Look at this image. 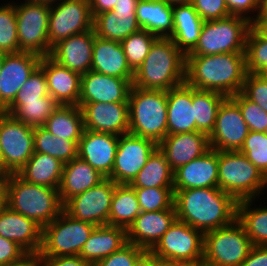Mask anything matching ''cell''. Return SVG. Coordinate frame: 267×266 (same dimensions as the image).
Wrapping results in <instances>:
<instances>
[{
    "mask_svg": "<svg viewBox=\"0 0 267 266\" xmlns=\"http://www.w3.org/2000/svg\"><path fill=\"white\" fill-rule=\"evenodd\" d=\"M158 147L164 153L173 172L211 149L209 136L197 131L167 134Z\"/></svg>",
    "mask_w": 267,
    "mask_h": 266,
    "instance_id": "22",
    "label": "cell"
},
{
    "mask_svg": "<svg viewBox=\"0 0 267 266\" xmlns=\"http://www.w3.org/2000/svg\"><path fill=\"white\" fill-rule=\"evenodd\" d=\"M7 206V181L6 175L0 180V211Z\"/></svg>",
    "mask_w": 267,
    "mask_h": 266,
    "instance_id": "60",
    "label": "cell"
},
{
    "mask_svg": "<svg viewBox=\"0 0 267 266\" xmlns=\"http://www.w3.org/2000/svg\"><path fill=\"white\" fill-rule=\"evenodd\" d=\"M95 37L93 28L72 35L55 44L50 57L63 67L83 75L91 70Z\"/></svg>",
    "mask_w": 267,
    "mask_h": 266,
    "instance_id": "20",
    "label": "cell"
},
{
    "mask_svg": "<svg viewBox=\"0 0 267 266\" xmlns=\"http://www.w3.org/2000/svg\"><path fill=\"white\" fill-rule=\"evenodd\" d=\"M218 150L210 149L174 171L173 190L218 187Z\"/></svg>",
    "mask_w": 267,
    "mask_h": 266,
    "instance_id": "23",
    "label": "cell"
},
{
    "mask_svg": "<svg viewBox=\"0 0 267 266\" xmlns=\"http://www.w3.org/2000/svg\"><path fill=\"white\" fill-rule=\"evenodd\" d=\"M157 147L158 144L148 138L129 132L120 135L112 173L108 178L116 184L129 185Z\"/></svg>",
    "mask_w": 267,
    "mask_h": 266,
    "instance_id": "14",
    "label": "cell"
},
{
    "mask_svg": "<svg viewBox=\"0 0 267 266\" xmlns=\"http://www.w3.org/2000/svg\"><path fill=\"white\" fill-rule=\"evenodd\" d=\"M119 136L84 130L78 143V157L108 178L113 169Z\"/></svg>",
    "mask_w": 267,
    "mask_h": 266,
    "instance_id": "21",
    "label": "cell"
},
{
    "mask_svg": "<svg viewBox=\"0 0 267 266\" xmlns=\"http://www.w3.org/2000/svg\"><path fill=\"white\" fill-rule=\"evenodd\" d=\"M249 132L239 106L227 97L219 107L213 131L209 135L211 149L239 151Z\"/></svg>",
    "mask_w": 267,
    "mask_h": 266,
    "instance_id": "16",
    "label": "cell"
},
{
    "mask_svg": "<svg viewBox=\"0 0 267 266\" xmlns=\"http://www.w3.org/2000/svg\"><path fill=\"white\" fill-rule=\"evenodd\" d=\"M139 0H117L113 8L115 14H136L135 10Z\"/></svg>",
    "mask_w": 267,
    "mask_h": 266,
    "instance_id": "58",
    "label": "cell"
},
{
    "mask_svg": "<svg viewBox=\"0 0 267 266\" xmlns=\"http://www.w3.org/2000/svg\"><path fill=\"white\" fill-rule=\"evenodd\" d=\"M106 177L79 157L65 163L58 188L63 205L72 197L99 184Z\"/></svg>",
    "mask_w": 267,
    "mask_h": 266,
    "instance_id": "29",
    "label": "cell"
},
{
    "mask_svg": "<svg viewBox=\"0 0 267 266\" xmlns=\"http://www.w3.org/2000/svg\"><path fill=\"white\" fill-rule=\"evenodd\" d=\"M255 22H267V0H261V9Z\"/></svg>",
    "mask_w": 267,
    "mask_h": 266,
    "instance_id": "61",
    "label": "cell"
},
{
    "mask_svg": "<svg viewBox=\"0 0 267 266\" xmlns=\"http://www.w3.org/2000/svg\"><path fill=\"white\" fill-rule=\"evenodd\" d=\"M116 185L110 178H105L99 184L70 198L63 205V210L77 220L95 226L108 225L111 201Z\"/></svg>",
    "mask_w": 267,
    "mask_h": 266,
    "instance_id": "15",
    "label": "cell"
},
{
    "mask_svg": "<svg viewBox=\"0 0 267 266\" xmlns=\"http://www.w3.org/2000/svg\"><path fill=\"white\" fill-rule=\"evenodd\" d=\"M173 191L177 220L203 233L230 225L237 218V201L218 187Z\"/></svg>",
    "mask_w": 267,
    "mask_h": 266,
    "instance_id": "1",
    "label": "cell"
},
{
    "mask_svg": "<svg viewBox=\"0 0 267 266\" xmlns=\"http://www.w3.org/2000/svg\"><path fill=\"white\" fill-rule=\"evenodd\" d=\"M16 3L19 52H32L50 56L52 47L48 40L50 2L26 1Z\"/></svg>",
    "mask_w": 267,
    "mask_h": 266,
    "instance_id": "10",
    "label": "cell"
},
{
    "mask_svg": "<svg viewBox=\"0 0 267 266\" xmlns=\"http://www.w3.org/2000/svg\"><path fill=\"white\" fill-rule=\"evenodd\" d=\"M241 266H267V246L253 245Z\"/></svg>",
    "mask_w": 267,
    "mask_h": 266,
    "instance_id": "55",
    "label": "cell"
},
{
    "mask_svg": "<svg viewBox=\"0 0 267 266\" xmlns=\"http://www.w3.org/2000/svg\"><path fill=\"white\" fill-rule=\"evenodd\" d=\"M241 93L267 112V74L247 73Z\"/></svg>",
    "mask_w": 267,
    "mask_h": 266,
    "instance_id": "48",
    "label": "cell"
},
{
    "mask_svg": "<svg viewBox=\"0 0 267 266\" xmlns=\"http://www.w3.org/2000/svg\"><path fill=\"white\" fill-rule=\"evenodd\" d=\"M93 29L97 37L121 42L129 35L141 30L136 14H115L105 11L93 18Z\"/></svg>",
    "mask_w": 267,
    "mask_h": 266,
    "instance_id": "34",
    "label": "cell"
},
{
    "mask_svg": "<svg viewBox=\"0 0 267 266\" xmlns=\"http://www.w3.org/2000/svg\"><path fill=\"white\" fill-rule=\"evenodd\" d=\"M26 1H36V2H53L55 0H26Z\"/></svg>",
    "mask_w": 267,
    "mask_h": 266,
    "instance_id": "68",
    "label": "cell"
},
{
    "mask_svg": "<svg viewBox=\"0 0 267 266\" xmlns=\"http://www.w3.org/2000/svg\"><path fill=\"white\" fill-rule=\"evenodd\" d=\"M135 12L141 29L160 38H169L172 35L173 5L165 0H139Z\"/></svg>",
    "mask_w": 267,
    "mask_h": 266,
    "instance_id": "31",
    "label": "cell"
},
{
    "mask_svg": "<svg viewBox=\"0 0 267 266\" xmlns=\"http://www.w3.org/2000/svg\"><path fill=\"white\" fill-rule=\"evenodd\" d=\"M140 213L135 189L128 184H117L112 196L108 225L128 230Z\"/></svg>",
    "mask_w": 267,
    "mask_h": 266,
    "instance_id": "36",
    "label": "cell"
},
{
    "mask_svg": "<svg viewBox=\"0 0 267 266\" xmlns=\"http://www.w3.org/2000/svg\"><path fill=\"white\" fill-rule=\"evenodd\" d=\"M167 134L196 132L192 87L186 83L167 91Z\"/></svg>",
    "mask_w": 267,
    "mask_h": 266,
    "instance_id": "28",
    "label": "cell"
},
{
    "mask_svg": "<svg viewBox=\"0 0 267 266\" xmlns=\"http://www.w3.org/2000/svg\"><path fill=\"white\" fill-rule=\"evenodd\" d=\"M246 71L252 74H267V34L252 24L246 37Z\"/></svg>",
    "mask_w": 267,
    "mask_h": 266,
    "instance_id": "42",
    "label": "cell"
},
{
    "mask_svg": "<svg viewBox=\"0 0 267 266\" xmlns=\"http://www.w3.org/2000/svg\"><path fill=\"white\" fill-rule=\"evenodd\" d=\"M4 62V53H0V71Z\"/></svg>",
    "mask_w": 267,
    "mask_h": 266,
    "instance_id": "66",
    "label": "cell"
},
{
    "mask_svg": "<svg viewBox=\"0 0 267 266\" xmlns=\"http://www.w3.org/2000/svg\"><path fill=\"white\" fill-rule=\"evenodd\" d=\"M117 0H89L93 18L102 12L112 11Z\"/></svg>",
    "mask_w": 267,
    "mask_h": 266,
    "instance_id": "57",
    "label": "cell"
},
{
    "mask_svg": "<svg viewBox=\"0 0 267 266\" xmlns=\"http://www.w3.org/2000/svg\"><path fill=\"white\" fill-rule=\"evenodd\" d=\"M40 61L41 56L32 52L4 54L0 71V111H4L14 101Z\"/></svg>",
    "mask_w": 267,
    "mask_h": 266,
    "instance_id": "17",
    "label": "cell"
},
{
    "mask_svg": "<svg viewBox=\"0 0 267 266\" xmlns=\"http://www.w3.org/2000/svg\"><path fill=\"white\" fill-rule=\"evenodd\" d=\"M158 37L147 30H139L129 35L120 44L130 68L135 72L149 53L151 45Z\"/></svg>",
    "mask_w": 267,
    "mask_h": 266,
    "instance_id": "44",
    "label": "cell"
},
{
    "mask_svg": "<svg viewBox=\"0 0 267 266\" xmlns=\"http://www.w3.org/2000/svg\"><path fill=\"white\" fill-rule=\"evenodd\" d=\"M191 4L204 21L231 16L225 0H192Z\"/></svg>",
    "mask_w": 267,
    "mask_h": 266,
    "instance_id": "51",
    "label": "cell"
},
{
    "mask_svg": "<svg viewBox=\"0 0 267 266\" xmlns=\"http://www.w3.org/2000/svg\"><path fill=\"white\" fill-rule=\"evenodd\" d=\"M133 266H154V254L145 250L134 262Z\"/></svg>",
    "mask_w": 267,
    "mask_h": 266,
    "instance_id": "59",
    "label": "cell"
},
{
    "mask_svg": "<svg viewBox=\"0 0 267 266\" xmlns=\"http://www.w3.org/2000/svg\"><path fill=\"white\" fill-rule=\"evenodd\" d=\"M150 251L160 259L185 262L204 257V233L179 220L157 241Z\"/></svg>",
    "mask_w": 267,
    "mask_h": 266,
    "instance_id": "13",
    "label": "cell"
},
{
    "mask_svg": "<svg viewBox=\"0 0 267 266\" xmlns=\"http://www.w3.org/2000/svg\"><path fill=\"white\" fill-rule=\"evenodd\" d=\"M44 127L59 138L80 140L85 130L81 108L76 105H59L46 120Z\"/></svg>",
    "mask_w": 267,
    "mask_h": 266,
    "instance_id": "37",
    "label": "cell"
},
{
    "mask_svg": "<svg viewBox=\"0 0 267 266\" xmlns=\"http://www.w3.org/2000/svg\"><path fill=\"white\" fill-rule=\"evenodd\" d=\"M0 169L2 171V149H1V143H0Z\"/></svg>",
    "mask_w": 267,
    "mask_h": 266,
    "instance_id": "67",
    "label": "cell"
},
{
    "mask_svg": "<svg viewBox=\"0 0 267 266\" xmlns=\"http://www.w3.org/2000/svg\"><path fill=\"white\" fill-rule=\"evenodd\" d=\"M63 166L57 158L34 152L17 174L27 182L58 189Z\"/></svg>",
    "mask_w": 267,
    "mask_h": 266,
    "instance_id": "33",
    "label": "cell"
},
{
    "mask_svg": "<svg viewBox=\"0 0 267 266\" xmlns=\"http://www.w3.org/2000/svg\"><path fill=\"white\" fill-rule=\"evenodd\" d=\"M154 266H176V261L160 259L154 255Z\"/></svg>",
    "mask_w": 267,
    "mask_h": 266,
    "instance_id": "62",
    "label": "cell"
},
{
    "mask_svg": "<svg viewBox=\"0 0 267 266\" xmlns=\"http://www.w3.org/2000/svg\"><path fill=\"white\" fill-rule=\"evenodd\" d=\"M252 24L238 15L204 21L197 44L186 56L245 53L246 37Z\"/></svg>",
    "mask_w": 267,
    "mask_h": 266,
    "instance_id": "7",
    "label": "cell"
},
{
    "mask_svg": "<svg viewBox=\"0 0 267 266\" xmlns=\"http://www.w3.org/2000/svg\"><path fill=\"white\" fill-rule=\"evenodd\" d=\"M252 242L243 225L235 219L230 225L204 233V263L207 266H241Z\"/></svg>",
    "mask_w": 267,
    "mask_h": 266,
    "instance_id": "8",
    "label": "cell"
},
{
    "mask_svg": "<svg viewBox=\"0 0 267 266\" xmlns=\"http://www.w3.org/2000/svg\"><path fill=\"white\" fill-rule=\"evenodd\" d=\"M173 178L174 172L157 147L129 185L133 188H173Z\"/></svg>",
    "mask_w": 267,
    "mask_h": 266,
    "instance_id": "35",
    "label": "cell"
},
{
    "mask_svg": "<svg viewBox=\"0 0 267 266\" xmlns=\"http://www.w3.org/2000/svg\"><path fill=\"white\" fill-rule=\"evenodd\" d=\"M247 74L245 53L186 56L185 83L227 97L242 91Z\"/></svg>",
    "mask_w": 267,
    "mask_h": 266,
    "instance_id": "2",
    "label": "cell"
},
{
    "mask_svg": "<svg viewBox=\"0 0 267 266\" xmlns=\"http://www.w3.org/2000/svg\"><path fill=\"white\" fill-rule=\"evenodd\" d=\"M49 95L47 90V79L43 69L38 66L27 81L20 88L14 101L39 100Z\"/></svg>",
    "mask_w": 267,
    "mask_h": 266,
    "instance_id": "49",
    "label": "cell"
},
{
    "mask_svg": "<svg viewBox=\"0 0 267 266\" xmlns=\"http://www.w3.org/2000/svg\"><path fill=\"white\" fill-rule=\"evenodd\" d=\"M95 225L77 220L64 210L42 228L41 256L79 255Z\"/></svg>",
    "mask_w": 267,
    "mask_h": 266,
    "instance_id": "9",
    "label": "cell"
},
{
    "mask_svg": "<svg viewBox=\"0 0 267 266\" xmlns=\"http://www.w3.org/2000/svg\"><path fill=\"white\" fill-rule=\"evenodd\" d=\"M226 98L227 96L216 91L198 90L192 87V106H194L197 132L208 136L211 134L219 107Z\"/></svg>",
    "mask_w": 267,
    "mask_h": 266,
    "instance_id": "40",
    "label": "cell"
},
{
    "mask_svg": "<svg viewBox=\"0 0 267 266\" xmlns=\"http://www.w3.org/2000/svg\"><path fill=\"white\" fill-rule=\"evenodd\" d=\"M171 5L191 3L192 0H165Z\"/></svg>",
    "mask_w": 267,
    "mask_h": 266,
    "instance_id": "64",
    "label": "cell"
},
{
    "mask_svg": "<svg viewBox=\"0 0 267 266\" xmlns=\"http://www.w3.org/2000/svg\"><path fill=\"white\" fill-rule=\"evenodd\" d=\"M256 200L238 201L236 219L243 225L252 245L267 246V206L256 207Z\"/></svg>",
    "mask_w": 267,
    "mask_h": 266,
    "instance_id": "38",
    "label": "cell"
},
{
    "mask_svg": "<svg viewBox=\"0 0 267 266\" xmlns=\"http://www.w3.org/2000/svg\"><path fill=\"white\" fill-rule=\"evenodd\" d=\"M5 176V174L0 169V180Z\"/></svg>",
    "mask_w": 267,
    "mask_h": 266,
    "instance_id": "69",
    "label": "cell"
},
{
    "mask_svg": "<svg viewBox=\"0 0 267 266\" xmlns=\"http://www.w3.org/2000/svg\"><path fill=\"white\" fill-rule=\"evenodd\" d=\"M6 181L7 206L42 228L63 211L58 189L27 182L17 173L7 174Z\"/></svg>",
    "mask_w": 267,
    "mask_h": 266,
    "instance_id": "4",
    "label": "cell"
},
{
    "mask_svg": "<svg viewBox=\"0 0 267 266\" xmlns=\"http://www.w3.org/2000/svg\"><path fill=\"white\" fill-rule=\"evenodd\" d=\"M127 241V230L117 226H96L79 256L91 265L120 250Z\"/></svg>",
    "mask_w": 267,
    "mask_h": 266,
    "instance_id": "30",
    "label": "cell"
},
{
    "mask_svg": "<svg viewBox=\"0 0 267 266\" xmlns=\"http://www.w3.org/2000/svg\"><path fill=\"white\" fill-rule=\"evenodd\" d=\"M186 55L171 38L158 37L142 64L134 72L132 86L163 90L185 83Z\"/></svg>",
    "mask_w": 267,
    "mask_h": 266,
    "instance_id": "3",
    "label": "cell"
},
{
    "mask_svg": "<svg viewBox=\"0 0 267 266\" xmlns=\"http://www.w3.org/2000/svg\"><path fill=\"white\" fill-rule=\"evenodd\" d=\"M93 28L89 0H55L51 2L48 40L53 47L59 41Z\"/></svg>",
    "mask_w": 267,
    "mask_h": 266,
    "instance_id": "12",
    "label": "cell"
},
{
    "mask_svg": "<svg viewBox=\"0 0 267 266\" xmlns=\"http://www.w3.org/2000/svg\"><path fill=\"white\" fill-rule=\"evenodd\" d=\"M6 266H41V254L39 251L26 252Z\"/></svg>",
    "mask_w": 267,
    "mask_h": 266,
    "instance_id": "56",
    "label": "cell"
},
{
    "mask_svg": "<svg viewBox=\"0 0 267 266\" xmlns=\"http://www.w3.org/2000/svg\"><path fill=\"white\" fill-rule=\"evenodd\" d=\"M59 103L50 95L32 101H13L5 110L19 122L31 127L44 126Z\"/></svg>",
    "mask_w": 267,
    "mask_h": 266,
    "instance_id": "39",
    "label": "cell"
},
{
    "mask_svg": "<svg viewBox=\"0 0 267 266\" xmlns=\"http://www.w3.org/2000/svg\"><path fill=\"white\" fill-rule=\"evenodd\" d=\"M41 266H92L79 255L41 256Z\"/></svg>",
    "mask_w": 267,
    "mask_h": 266,
    "instance_id": "54",
    "label": "cell"
},
{
    "mask_svg": "<svg viewBox=\"0 0 267 266\" xmlns=\"http://www.w3.org/2000/svg\"><path fill=\"white\" fill-rule=\"evenodd\" d=\"M34 127L19 122L12 115L0 111V143L2 172L18 173L34 153Z\"/></svg>",
    "mask_w": 267,
    "mask_h": 266,
    "instance_id": "11",
    "label": "cell"
},
{
    "mask_svg": "<svg viewBox=\"0 0 267 266\" xmlns=\"http://www.w3.org/2000/svg\"><path fill=\"white\" fill-rule=\"evenodd\" d=\"M81 108L84 129L94 132L122 135L129 132L128 103H86Z\"/></svg>",
    "mask_w": 267,
    "mask_h": 266,
    "instance_id": "18",
    "label": "cell"
},
{
    "mask_svg": "<svg viewBox=\"0 0 267 266\" xmlns=\"http://www.w3.org/2000/svg\"><path fill=\"white\" fill-rule=\"evenodd\" d=\"M253 25L261 28L267 34V22H253Z\"/></svg>",
    "mask_w": 267,
    "mask_h": 266,
    "instance_id": "65",
    "label": "cell"
},
{
    "mask_svg": "<svg viewBox=\"0 0 267 266\" xmlns=\"http://www.w3.org/2000/svg\"><path fill=\"white\" fill-rule=\"evenodd\" d=\"M267 178V133L249 131L239 150Z\"/></svg>",
    "mask_w": 267,
    "mask_h": 266,
    "instance_id": "46",
    "label": "cell"
},
{
    "mask_svg": "<svg viewBox=\"0 0 267 266\" xmlns=\"http://www.w3.org/2000/svg\"><path fill=\"white\" fill-rule=\"evenodd\" d=\"M174 28L169 37L186 55L197 44L204 20L191 3L173 5Z\"/></svg>",
    "mask_w": 267,
    "mask_h": 266,
    "instance_id": "32",
    "label": "cell"
},
{
    "mask_svg": "<svg viewBox=\"0 0 267 266\" xmlns=\"http://www.w3.org/2000/svg\"><path fill=\"white\" fill-rule=\"evenodd\" d=\"M91 71L129 80L134 78L123 48L118 41L95 37Z\"/></svg>",
    "mask_w": 267,
    "mask_h": 266,
    "instance_id": "27",
    "label": "cell"
},
{
    "mask_svg": "<svg viewBox=\"0 0 267 266\" xmlns=\"http://www.w3.org/2000/svg\"><path fill=\"white\" fill-rule=\"evenodd\" d=\"M128 104L129 133L159 144L167 135V91L132 86Z\"/></svg>",
    "mask_w": 267,
    "mask_h": 266,
    "instance_id": "5",
    "label": "cell"
},
{
    "mask_svg": "<svg viewBox=\"0 0 267 266\" xmlns=\"http://www.w3.org/2000/svg\"><path fill=\"white\" fill-rule=\"evenodd\" d=\"M132 83L123 78L88 71L81 76L79 104L128 103Z\"/></svg>",
    "mask_w": 267,
    "mask_h": 266,
    "instance_id": "19",
    "label": "cell"
},
{
    "mask_svg": "<svg viewBox=\"0 0 267 266\" xmlns=\"http://www.w3.org/2000/svg\"><path fill=\"white\" fill-rule=\"evenodd\" d=\"M39 66L46 75L48 94L59 105L78 106L82 75L63 67L50 56L41 57Z\"/></svg>",
    "mask_w": 267,
    "mask_h": 266,
    "instance_id": "24",
    "label": "cell"
},
{
    "mask_svg": "<svg viewBox=\"0 0 267 266\" xmlns=\"http://www.w3.org/2000/svg\"><path fill=\"white\" fill-rule=\"evenodd\" d=\"M225 3L231 15L245 17L252 23L258 18L261 9V0H225Z\"/></svg>",
    "mask_w": 267,
    "mask_h": 266,
    "instance_id": "52",
    "label": "cell"
},
{
    "mask_svg": "<svg viewBox=\"0 0 267 266\" xmlns=\"http://www.w3.org/2000/svg\"><path fill=\"white\" fill-rule=\"evenodd\" d=\"M145 251V249L127 243L120 250L113 252L104 259L99 260L92 266H133L135 260Z\"/></svg>",
    "mask_w": 267,
    "mask_h": 266,
    "instance_id": "50",
    "label": "cell"
},
{
    "mask_svg": "<svg viewBox=\"0 0 267 266\" xmlns=\"http://www.w3.org/2000/svg\"><path fill=\"white\" fill-rule=\"evenodd\" d=\"M230 98L239 106L249 131L266 132L267 112L247 99L241 92L230 96Z\"/></svg>",
    "mask_w": 267,
    "mask_h": 266,
    "instance_id": "47",
    "label": "cell"
},
{
    "mask_svg": "<svg viewBox=\"0 0 267 266\" xmlns=\"http://www.w3.org/2000/svg\"><path fill=\"white\" fill-rule=\"evenodd\" d=\"M26 251L16 242L0 236V266H6L19 259Z\"/></svg>",
    "mask_w": 267,
    "mask_h": 266,
    "instance_id": "53",
    "label": "cell"
},
{
    "mask_svg": "<svg viewBox=\"0 0 267 266\" xmlns=\"http://www.w3.org/2000/svg\"><path fill=\"white\" fill-rule=\"evenodd\" d=\"M34 152L50 155L63 164L78 157L79 140H67L51 134L44 126L34 127Z\"/></svg>",
    "mask_w": 267,
    "mask_h": 266,
    "instance_id": "41",
    "label": "cell"
},
{
    "mask_svg": "<svg viewBox=\"0 0 267 266\" xmlns=\"http://www.w3.org/2000/svg\"><path fill=\"white\" fill-rule=\"evenodd\" d=\"M176 266H207L204 263V260H196V261H185V262H177Z\"/></svg>",
    "mask_w": 267,
    "mask_h": 266,
    "instance_id": "63",
    "label": "cell"
},
{
    "mask_svg": "<svg viewBox=\"0 0 267 266\" xmlns=\"http://www.w3.org/2000/svg\"><path fill=\"white\" fill-rule=\"evenodd\" d=\"M176 219L175 209L154 212L141 211L127 230V241L145 250H150Z\"/></svg>",
    "mask_w": 267,
    "mask_h": 266,
    "instance_id": "25",
    "label": "cell"
},
{
    "mask_svg": "<svg viewBox=\"0 0 267 266\" xmlns=\"http://www.w3.org/2000/svg\"><path fill=\"white\" fill-rule=\"evenodd\" d=\"M0 53L19 52L17 19L14 2L0 3Z\"/></svg>",
    "mask_w": 267,
    "mask_h": 266,
    "instance_id": "43",
    "label": "cell"
},
{
    "mask_svg": "<svg viewBox=\"0 0 267 266\" xmlns=\"http://www.w3.org/2000/svg\"><path fill=\"white\" fill-rule=\"evenodd\" d=\"M141 211L154 212L174 207L173 188H134Z\"/></svg>",
    "mask_w": 267,
    "mask_h": 266,
    "instance_id": "45",
    "label": "cell"
},
{
    "mask_svg": "<svg viewBox=\"0 0 267 266\" xmlns=\"http://www.w3.org/2000/svg\"><path fill=\"white\" fill-rule=\"evenodd\" d=\"M0 236L16 242L26 252H36L42 244V227L6 206L0 211Z\"/></svg>",
    "mask_w": 267,
    "mask_h": 266,
    "instance_id": "26",
    "label": "cell"
},
{
    "mask_svg": "<svg viewBox=\"0 0 267 266\" xmlns=\"http://www.w3.org/2000/svg\"><path fill=\"white\" fill-rule=\"evenodd\" d=\"M218 170V188L237 202L266 192L267 178L239 151H218Z\"/></svg>",
    "mask_w": 267,
    "mask_h": 266,
    "instance_id": "6",
    "label": "cell"
}]
</instances>
